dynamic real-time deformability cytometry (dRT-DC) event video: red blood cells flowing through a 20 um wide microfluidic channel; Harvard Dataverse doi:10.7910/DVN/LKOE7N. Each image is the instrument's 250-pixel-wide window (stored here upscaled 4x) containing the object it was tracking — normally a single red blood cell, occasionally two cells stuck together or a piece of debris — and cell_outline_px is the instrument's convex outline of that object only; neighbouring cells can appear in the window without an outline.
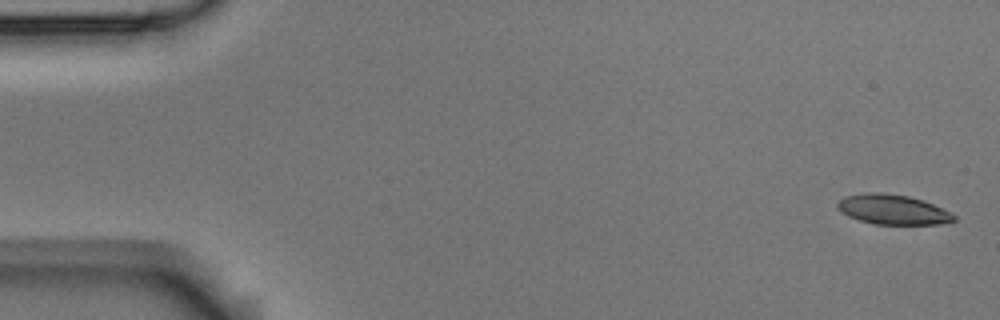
{"species": "Egyptian fruit bat (a non-hibernating species)", "species_latin": "Rousettus aegyptiacus", "temperature_condition": "room temperature", "stored_images_in_passage": 6, "camera_frame_rate_fps": 3000, "um_per_image_px": 0.085, "animal": {"sex": "male"}, "frame": {"image": 1, "passage_image": 1, "time_ms": 0.0, "image_size_px": [1000, 320], "cell_outline_px": [[956, 220], [940, 224], [876, 224], [860, 220], [848, 216], [840, 212], [836, 208], [836, 204], [844, 196], [864, 192], [884, 192], [908, 196], [924, 200], [952, 212], [956, 216]], "centroid_in_image_um": [75.88, 17.79], "position_along_channel_um": 9.1, "area_um2": 20.52}}